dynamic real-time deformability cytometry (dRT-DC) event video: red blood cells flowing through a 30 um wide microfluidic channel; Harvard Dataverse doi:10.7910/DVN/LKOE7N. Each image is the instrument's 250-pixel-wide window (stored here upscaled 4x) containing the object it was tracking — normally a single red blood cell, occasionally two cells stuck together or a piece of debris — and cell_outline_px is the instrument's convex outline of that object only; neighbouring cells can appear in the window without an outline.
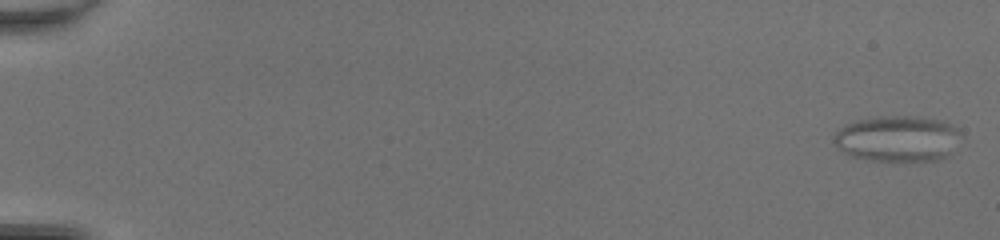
{"species": "common noctule bat (a hibernating species)", "species_latin": "Nyctalus noctula", "temperature_condition": "room temperature", "stored_images_in_passage": 50, "camera_frame_rate_fps": 3000, "um_per_image_px": 0.085, "animal": {"sex": "female", "body_mass_g": 20.0, "forearm_length_mm": 54.0}, "frame": {"image": 1, "passage_image": 1, "time_ms": 0.0, "image_size_px": [1000, 240], "cell_outline_px": [[964, 136], [948, 156], [940, 160], [872, 160], [852, 156], [844, 152], [832, 140], [832, 136], [840, 128], [856, 120], [876, 116], [920, 116], [944, 120], [960, 128]], "centroid_in_image_um": [76.38, 11.75], "position_along_channel_um": 8.6, "area_um2": 34.51}}
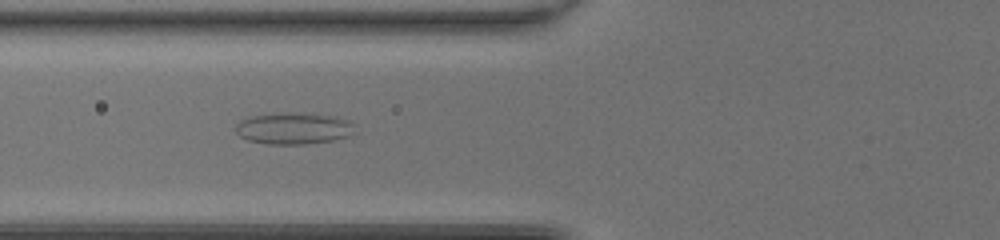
{"frame": {"image": 2, "passage_image": 21, "time_ms": 6.667, "image_size_px": [1000, 240], "cell_outline_px": [[352, 124], [348, 136], [332, 140], [304, 144], [264, 144], [248, 140], [240, 136], [236, 132], [236, 124], [244, 116], [280, 112], [312, 112], [336, 116], [348, 120]], "centroid_in_image_um": [24.87, 10.87], "position_along_channel_um": 100.9, "area_um2": 22.31}}
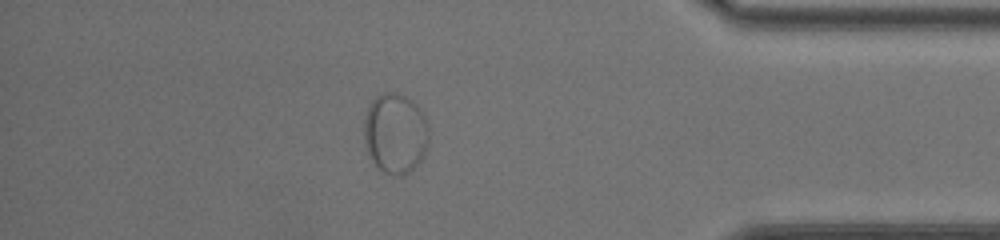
{"frame": {"image": 3, "passage_image": 44, "time_ms": 14.333, "image_size_px": [1000, 240], "cell_outline_px": [[428, 144], [420, 160], [404, 176], [396, 176], [384, 172], [368, 156], [364, 148], [364, 116], [368, 104], [380, 92], [396, 92], [412, 100], [420, 108], [428, 120]], "centroid_in_image_um": [33.57, 11.3], "position_along_channel_um": 401.6, "area_um2": 30.81}}